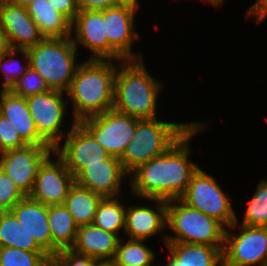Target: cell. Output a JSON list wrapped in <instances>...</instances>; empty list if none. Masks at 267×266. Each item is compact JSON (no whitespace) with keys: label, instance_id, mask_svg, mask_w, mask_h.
Segmentation results:
<instances>
[{"label":"cell","instance_id":"obj_25","mask_svg":"<svg viewBox=\"0 0 267 266\" xmlns=\"http://www.w3.org/2000/svg\"><path fill=\"white\" fill-rule=\"evenodd\" d=\"M102 198L101 195L82 188L75 183L70 188L64 205L72 215L75 224L80 227L93 224L97 206Z\"/></svg>","mask_w":267,"mask_h":266},{"label":"cell","instance_id":"obj_33","mask_svg":"<svg viewBox=\"0 0 267 266\" xmlns=\"http://www.w3.org/2000/svg\"><path fill=\"white\" fill-rule=\"evenodd\" d=\"M27 146L12 123L0 115V153Z\"/></svg>","mask_w":267,"mask_h":266},{"label":"cell","instance_id":"obj_32","mask_svg":"<svg viewBox=\"0 0 267 266\" xmlns=\"http://www.w3.org/2000/svg\"><path fill=\"white\" fill-rule=\"evenodd\" d=\"M13 94L27 97L34 94L47 92L49 87L44 79L31 67L9 89Z\"/></svg>","mask_w":267,"mask_h":266},{"label":"cell","instance_id":"obj_38","mask_svg":"<svg viewBox=\"0 0 267 266\" xmlns=\"http://www.w3.org/2000/svg\"><path fill=\"white\" fill-rule=\"evenodd\" d=\"M254 18L257 25L261 24L267 18V0H257L247 10L246 19Z\"/></svg>","mask_w":267,"mask_h":266},{"label":"cell","instance_id":"obj_14","mask_svg":"<svg viewBox=\"0 0 267 266\" xmlns=\"http://www.w3.org/2000/svg\"><path fill=\"white\" fill-rule=\"evenodd\" d=\"M54 152L50 145H27L0 153V168L24 196H29L39 166Z\"/></svg>","mask_w":267,"mask_h":266},{"label":"cell","instance_id":"obj_35","mask_svg":"<svg viewBox=\"0 0 267 266\" xmlns=\"http://www.w3.org/2000/svg\"><path fill=\"white\" fill-rule=\"evenodd\" d=\"M97 259L62 249L52 258V266H95Z\"/></svg>","mask_w":267,"mask_h":266},{"label":"cell","instance_id":"obj_22","mask_svg":"<svg viewBox=\"0 0 267 266\" xmlns=\"http://www.w3.org/2000/svg\"><path fill=\"white\" fill-rule=\"evenodd\" d=\"M168 249L165 266H222L224 246L205 244L166 243Z\"/></svg>","mask_w":267,"mask_h":266},{"label":"cell","instance_id":"obj_8","mask_svg":"<svg viewBox=\"0 0 267 266\" xmlns=\"http://www.w3.org/2000/svg\"><path fill=\"white\" fill-rule=\"evenodd\" d=\"M138 118L110 109L79 123L112 157L120 159L132 139Z\"/></svg>","mask_w":267,"mask_h":266},{"label":"cell","instance_id":"obj_43","mask_svg":"<svg viewBox=\"0 0 267 266\" xmlns=\"http://www.w3.org/2000/svg\"><path fill=\"white\" fill-rule=\"evenodd\" d=\"M203 1L210 3L214 7L215 6L219 7L224 2V0H203Z\"/></svg>","mask_w":267,"mask_h":266},{"label":"cell","instance_id":"obj_41","mask_svg":"<svg viewBox=\"0 0 267 266\" xmlns=\"http://www.w3.org/2000/svg\"><path fill=\"white\" fill-rule=\"evenodd\" d=\"M95 266H117L114 260H97Z\"/></svg>","mask_w":267,"mask_h":266},{"label":"cell","instance_id":"obj_24","mask_svg":"<svg viewBox=\"0 0 267 266\" xmlns=\"http://www.w3.org/2000/svg\"><path fill=\"white\" fill-rule=\"evenodd\" d=\"M52 237V258L62 249H70L76 240L78 226L64 204L48 206Z\"/></svg>","mask_w":267,"mask_h":266},{"label":"cell","instance_id":"obj_10","mask_svg":"<svg viewBox=\"0 0 267 266\" xmlns=\"http://www.w3.org/2000/svg\"><path fill=\"white\" fill-rule=\"evenodd\" d=\"M138 8L128 4H118L103 10L106 35L108 37V60H140V52L133 53V42L140 35L135 31V15Z\"/></svg>","mask_w":267,"mask_h":266},{"label":"cell","instance_id":"obj_34","mask_svg":"<svg viewBox=\"0 0 267 266\" xmlns=\"http://www.w3.org/2000/svg\"><path fill=\"white\" fill-rule=\"evenodd\" d=\"M24 197L12 179L0 168V204L10 211Z\"/></svg>","mask_w":267,"mask_h":266},{"label":"cell","instance_id":"obj_20","mask_svg":"<svg viewBox=\"0 0 267 266\" xmlns=\"http://www.w3.org/2000/svg\"><path fill=\"white\" fill-rule=\"evenodd\" d=\"M0 115L7 118L27 145H49L37 132L25 97L0 89Z\"/></svg>","mask_w":267,"mask_h":266},{"label":"cell","instance_id":"obj_5","mask_svg":"<svg viewBox=\"0 0 267 266\" xmlns=\"http://www.w3.org/2000/svg\"><path fill=\"white\" fill-rule=\"evenodd\" d=\"M77 51L71 37L44 38L27 49L29 67L44 79L49 89L66 92L80 64Z\"/></svg>","mask_w":267,"mask_h":266},{"label":"cell","instance_id":"obj_2","mask_svg":"<svg viewBox=\"0 0 267 266\" xmlns=\"http://www.w3.org/2000/svg\"><path fill=\"white\" fill-rule=\"evenodd\" d=\"M120 62L88 59L79 64L66 91L73 102L72 120L80 122L113 109L114 79Z\"/></svg>","mask_w":267,"mask_h":266},{"label":"cell","instance_id":"obj_15","mask_svg":"<svg viewBox=\"0 0 267 266\" xmlns=\"http://www.w3.org/2000/svg\"><path fill=\"white\" fill-rule=\"evenodd\" d=\"M0 27L6 34L10 48L27 50L44 39L27 8L8 0L0 1Z\"/></svg>","mask_w":267,"mask_h":266},{"label":"cell","instance_id":"obj_36","mask_svg":"<svg viewBox=\"0 0 267 266\" xmlns=\"http://www.w3.org/2000/svg\"><path fill=\"white\" fill-rule=\"evenodd\" d=\"M55 11L61 13L71 24L80 12L77 0H47Z\"/></svg>","mask_w":267,"mask_h":266},{"label":"cell","instance_id":"obj_12","mask_svg":"<svg viewBox=\"0 0 267 266\" xmlns=\"http://www.w3.org/2000/svg\"><path fill=\"white\" fill-rule=\"evenodd\" d=\"M63 141V146L60 143L54 152L64 161L74 178L89 165L101 164L110 157L95 138L74 120Z\"/></svg>","mask_w":267,"mask_h":266},{"label":"cell","instance_id":"obj_6","mask_svg":"<svg viewBox=\"0 0 267 266\" xmlns=\"http://www.w3.org/2000/svg\"><path fill=\"white\" fill-rule=\"evenodd\" d=\"M166 228L174 235H164L166 243L224 246L226 227L216 219L190 208L180 199L167 201Z\"/></svg>","mask_w":267,"mask_h":266},{"label":"cell","instance_id":"obj_13","mask_svg":"<svg viewBox=\"0 0 267 266\" xmlns=\"http://www.w3.org/2000/svg\"><path fill=\"white\" fill-rule=\"evenodd\" d=\"M52 155H56V159L52 158ZM74 184V176L64 161L53 152L39 166L32 191L28 197L47 206L64 204L68 192Z\"/></svg>","mask_w":267,"mask_h":266},{"label":"cell","instance_id":"obj_11","mask_svg":"<svg viewBox=\"0 0 267 266\" xmlns=\"http://www.w3.org/2000/svg\"><path fill=\"white\" fill-rule=\"evenodd\" d=\"M238 227L237 235L225 231L222 266H267V227Z\"/></svg>","mask_w":267,"mask_h":266},{"label":"cell","instance_id":"obj_18","mask_svg":"<svg viewBox=\"0 0 267 266\" xmlns=\"http://www.w3.org/2000/svg\"><path fill=\"white\" fill-rule=\"evenodd\" d=\"M147 200L156 203L155 208L140 204L127 206L124 233L128 235L129 239L146 241L167 229V201Z\"/></svg>","mask_w":267,"mask_h":266},{"label":"cell","instance_id":"obj_17","mask_svg":"<svg viewBox=\"0 0 267 266\" xmlns=\"http://www.w3.org/2000/svg\"><path fill=\"white\" fill-rule=\"evenodd\" d=\"M118 158L110 156L101 164L89 165L76 178L75 183L106 197L122 195V181L128 177Z\"/></svg>","mask_w":267,"mask_h":266},{"label":"cell","instance_id":"obj_23","mask_svg":"<svg viewBox=\"0 0 267 266\" xmlns=\"http://www.w3.org/2000/svg\"><path fill=\"white\" fill-rule=\"evenodd\" d=\"M27 11L44 38L71 37V23L61 13L55 11L47 0H32Z\"/></svg>","mask_w":267,"mask_h":266},{"label":"cell","instance_id":"obj_44","mask_svg":"<svg viewBox=\"0 0 267 266\" xmlns=\"http://www.w3.org/2000/svg\"><path fill=\"white\" fill-rule=\"evenodd\" d=\"M7 211H8V210L0 204V218H1Z\"/></svg>","mask_w":267,"mask_h":266},{"label":"cell","instance_id":"obj_26","mask_svg":"<svg viewBox=\"0 0 267 266\" xmlns=\"http://www.w3.org/2000/svg\"><path fill=\"white\" fill-rule=\"evenodd\" d=\"M119 197L102 198L97 206L93 224L104 231L117 234L125 229L126 210Z\"/></svg>","mask_w":267,"mask_h":266},{"label":"cell","instance_id":"obj_19","mask_svg":"<svg viewBox=\"0 0 267 266\" xmlns=\"http://www.w3.org/2000/svg\"><path fill=\"white\" fill-rule=\"evenodd\" d=\"M10 212L19 221L20 227L52 258L48 206L25 196Z\"/></svg>","mask_w":267,"mask_h":266},{"label":"cell","instance_id":"obj_27","mask_svg":"<svg viewBox=\"0 0 267 266\" xmlns=\"http://www.w3.org/2000/svg\"><path fill=\"white\" fill-rule=\"evenodd\" d=\"M0 247H12L25 251H44L33 237L20 227L19 221L7 211L0 218Z\"/></svg>","mask_w":267,"mask_h":266},{"label":"cell","instance_id":"obj_7","mask_svg":"<svg viewBox=\"0 0 267 266\" xmlns=\"http://www.w3.org/2000/svg\"><path fill=\"white\" fill-rule=\"evenodd\" d=\"M222 190L214 177L199 168L180 200L233 230L239 225L237 214L231 198Z\"/></svg>","mask_w":267,"mask_h":266},{"label":"cell","instance_id":"obj_42","mask_svg":"<svg viewBox=\"0 0 267 266\" xmlns=\"http://www.w3.org/2000/svg\"><path fill=\"white\" fill-rule=\"evenodd\" d=\"M118 4H128L134 6L139 9V1L138 0H116Z\"/></svg>","mask_w":267,"mask_h":266},{"label":"cell","instance_id":"obj_3","mask_svg":"<svg viewBox=\"0 0 267 266\" xmlns=\"http://www.w3.org/2000/svg\"><path fill=\"white\" fill-rule=\"evenodd\" d=\"M144 59L123 60L117 66L114 79L113 109L131 117L157 118V101L163 82L151 76Z\"/></svg>","mask_w":267,"mask_h":266},{"label":"cell","instance_id":"obj_16","mask_svg":"<svg viewBox=\"0 0 267 266\" xmlns=\"http://www.w3.org/2000/svg\"><path fill=\"white\" fill-rule=\"evenodd\" d=\"M71 33L77 49L80 44L91 51L88 59L108 60V37L103 10L80 11L71 24Z\"/></svg>","mask_w":267,"mask_h":266},{"label":"cell","instance_id":"obj_39","mask_svg":"<svg viewBox=\"0 0 267 266\" xmlns=\"http://www.w3.org/2000/svg\"><path fill=\"white\" fill-rule=\"evenodd\" d=\"M10 49L5 32L0 27V56L5 54Z\"/></svg>","mask_w":267,"mask_h":266},{"label":"cell","instance_id":"obj_21","mask_svg":"<svg viewBox=\"0 0 267 266\" xmlns=\"http://www.w3.org/2000/svg\"><path fill=\"white\" fill-rule=\"evenodd\" d=\"M120 237L94 224L78 227L73 252L97 260H114Z\"/></svg>","mask_w":267,"mask_h":266},{"label":"cell","instance_id":"obj_37","mask_svg":"<svg viewBox=\"0 0 267 266\" xmlns=\"http://www.w3.org/2000/svg\"><path fill=\"white\" fill-rule=\"evenodd\" d=\"M80 11L86 10H105L118 5L116 0H77Z\"/></svg>","mask_w":267,"mask_h":266},{"label":"cell","instance_id":"obj_29","mask_svg":"<svg viewBox=\"0 0 267 266\" xmlns=\"http://www.w3.org/2000/svg\"><path fill=\"white\" fill-rule=\"evenodd\" d=\"M21 54L24 59L22 64L17 57ZM29 68V55L26 49L10 48L5 54L0 56V75L3 76L2 88L9 90L13 84L26 72Z\"/></svg>","mask_w":267,"mask_h":266},{"label":"cell","instance_id":"obj_31","mask_svg":"<svg viewBox=\"0 0 267 266\" xmlns=\"http://www.w3.org/2000/svg\"><path fill=\"white\" fill-rule=\"evenodd\" d=\"M256 187L241 225L267 227V180L262 179Z\"/></svg>","mask_w":267,"mask_h":266},{"label":"cell","instance_id":"obj_40","mask_svg":"<svg viewBox=\"0 0 267 266\" xmlns=\"http://www.w3.org/2000/svg\"><path fill=\"white\" fill-rule=\"evenodd\" d=\"M8 1L14 5L24 7V8H27L32 2V0H8Z\"/></svg>","mask_w":267,"mask_h":266},{"label":"cell","instance_id":"obj_1","mask_svg":"<svg viewBox=\"0 0 267 266\" xmlns=\"http://www.w3.org/2000/svg\"><path fill=\"white\" fill-rule=\"evenodd\" d=\"M206 127L203 122H195L165 153L134 170L129 175L130 194L143 199H180L200 168L189 160L190 140Z\"/></svg>","mask_w":267,"mask_h":266},{"label":"cell","instance_id":"obj_4","mask_svg":"<svg viewBox=\"0 0 267 266\" xmlns=\"http://www.w3.org/2000/svg\"><path fill=\"white\" fill-rule=\"evenodd\" d=\"M163 122L154 119L138 120L132 139L119 159L128 176L140 165L165 153L194 124Z\"/></svg>","mask_w":267,"mask_h":266},{"label":"cell","instance_id":"obj_9","mask_svg":"<svg viewBox=\"0 0 267 266\" xmlns=\"http://www.w3.org/2000/svg\"><path fill=\"white\" fill-rule=\"evenodd\" d=\"M66 92L50 89L47 92L25 97L38 134L54 149L68 134L64 120L68 107Z\"/></svg>","mask_w":267,"mask_h":266},{"label":"cell","instance_id":"obj_30","mask_svg":"<svg viewBox=\"0 0 267 266\" xmlns=\"http://www.w3.org/2000/svg\"><path fill=\"white\" fill-rule=\"evenodd\" d=\"M0 266H52V258L45 251L0 247Z\"/></svg>","mask_w":267,"mask_h":266},{"label":"cell","instance_id":"obj_28","mask_svg":"<svg viewBox=\"0 0 267 266\" xmlns=\"http://www.w3.org/2000/svg\"><path fill=\"white\" fill-rule=\"evenodd\" d=\"M123 243L120 238L114 261L117 266H153L156 254L145 245V240L128 239ZM153 263V265H152Z\"/></svg>","mask_w":267,"mask_h":266}]
</instances>
